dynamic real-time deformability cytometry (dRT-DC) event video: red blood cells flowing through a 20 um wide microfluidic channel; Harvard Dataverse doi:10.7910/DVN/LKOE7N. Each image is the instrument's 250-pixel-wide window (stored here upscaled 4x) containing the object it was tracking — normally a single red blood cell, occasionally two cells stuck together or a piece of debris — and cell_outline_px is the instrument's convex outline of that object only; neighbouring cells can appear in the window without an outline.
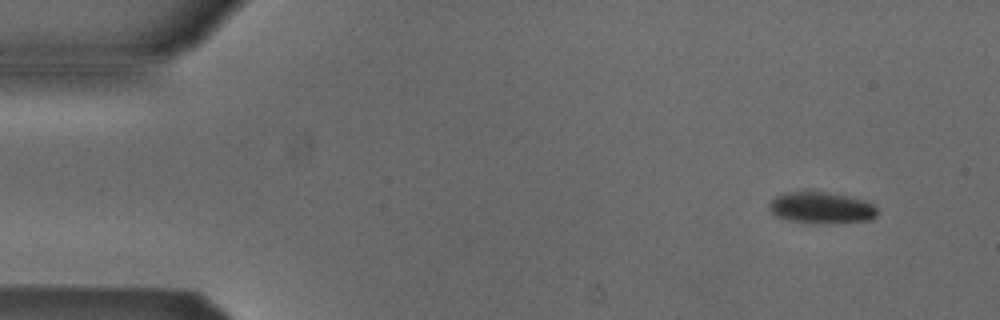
{"species": "Egyptian fruit bat (a non-hibernating species)", "species_latin": "Rousettus aegyptiacus", "temperature_condition": "cold", "stored_images_in_passage": 6, "camera_frame_rate_fps": 3000, "um_per_image_px": 0.085, "animal": {"sex": "male"}, "frame": {"image": 1, "passage_image": 2, "time_ms": 1.333, "image_size_px": [1000, 320], "cell_outline_px": [[876, 216], [868, 220], [792, 220], [776, 216], [768, 208], [768, 204], [776, 196], [784, 192], [828, 192], [872, 200], [876, 204]], "centroid_in_image_um": [69.85, 17.57], "position_along_channel_um": 15.2, "area_um2": 18.9}}
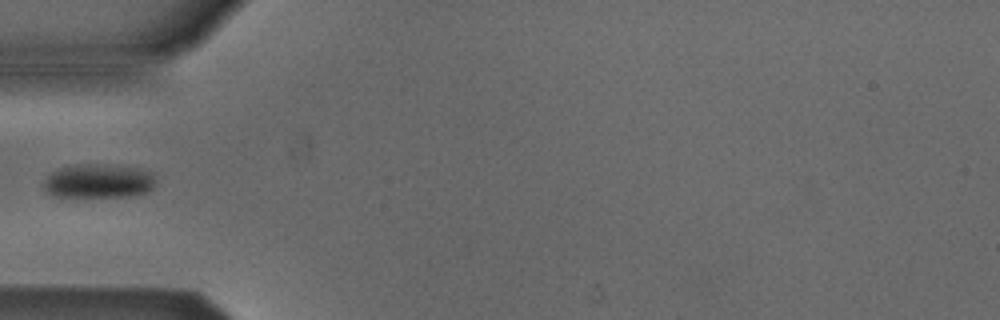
{"frame": {"image": 2, "passage_image": 5, "time_ms": 5.667, "image_size_px": [1000, 320], "cell_outline_px": [[156, 184], [148, 192], [136, 196], [52, 196], [44, 188], [44, 180], [52, 172], [60, 168], [88, 164], [136, 168], [156, 172]], "centroid_in_image_um": [8.46, 15.41], "position_along_channel_um": 76.5, "area_um2": 22.02}}